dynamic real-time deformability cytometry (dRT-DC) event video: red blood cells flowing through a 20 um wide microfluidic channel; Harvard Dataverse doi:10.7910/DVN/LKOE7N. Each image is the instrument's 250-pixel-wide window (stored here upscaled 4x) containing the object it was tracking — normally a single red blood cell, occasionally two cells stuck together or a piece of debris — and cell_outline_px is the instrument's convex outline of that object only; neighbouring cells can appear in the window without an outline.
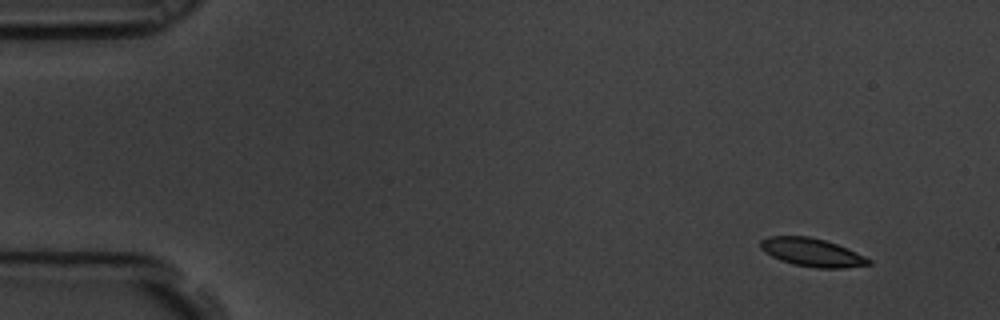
{"species": "common noctule bat (a hibernating species)", "species_latin": "Nyctalus noctula", "temperature_condition": "room temperature", "stored_images_in_passage": 4, "camera_frame_rate_fps": 3000, "um_per_image_px": 0.085, "animal": {"sex": "male", "body_mass_g": 19.5, "forearm_length_mm": 54.6}, "frame": {"image": 1, "passage_image": 1, "time_ms": 0.0, "image_size_px": [1000, 320], "cell_outline_px": [[872, 264], [844, 268], [816, 268], [792, 264], [780, 260], [764, 252], [760, 248], [760, 240], [768, 236], [808, 236], [824, 240], [848, 248], [872, 260]], "centroid_in_image_um": [69.01, 21.45], "position_along_channel_um": 16.0, "area_um2": 17.86}}